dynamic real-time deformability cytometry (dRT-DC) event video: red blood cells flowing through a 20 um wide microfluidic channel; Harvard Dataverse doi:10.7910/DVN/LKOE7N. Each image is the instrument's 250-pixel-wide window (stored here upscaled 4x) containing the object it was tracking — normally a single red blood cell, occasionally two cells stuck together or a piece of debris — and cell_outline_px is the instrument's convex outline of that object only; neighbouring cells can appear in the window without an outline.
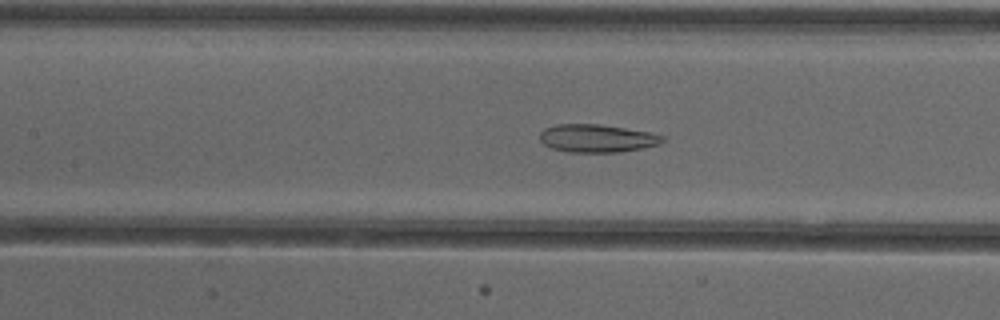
{"species": "common noctule bat (a hibernating species)", "species_latin": "Nyctalus noctula", "temperature_condition": "cold", "stored_images_in_passage": 43, "camera_frame_rate_fps": 3000, "um_per_image_px": 0.085, "animal": {"sex": "female"}, "frame": {"image": 1, "passage_image": 25, "time_ms": 8.0, "image_size_px": [1000, 320], "cell_outline_px": [[664, 140], [660, 144], [620, 152], [568, 152], [552, 148], [544, 144], [540, 140], [540, 132], [544, 128], [556, 124], [600, 124], [652, 132], [664, 136]], "centroid_in_image_um": [50.74, 11.75], "position_along_channel_um": 156.7, "area_um2": 20.06}}
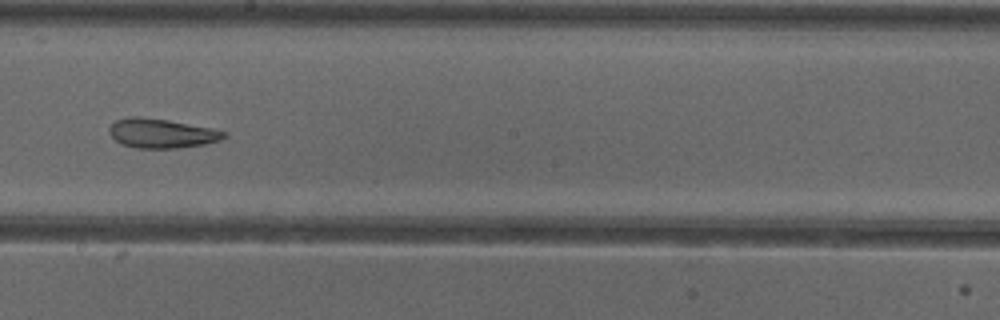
{"frame": {"image": 2, "passage_image": 31, "time_ms": 10.0, "image_size_px": [1000, 320], "cell_outline_px": [[228, 136], [220, 140], [204, 144], [180, 148], [136, 148], [124, 144], [116, 140], [108, 132], [108, 128], [116, 120], [128, 116], [136, 116], [168, 120], [212, 128], [228, 132]], "centroid_in_image_um": [13.76, 11.33], "position_along_channel_um": 234.4, "area_um2": 19.65}}
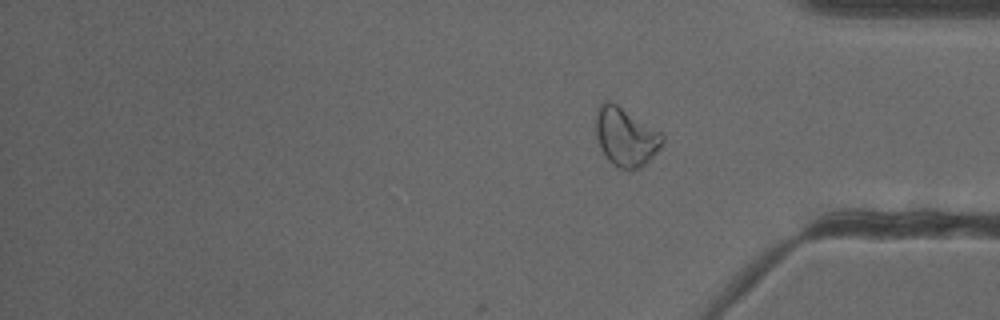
{"frame": {"image": 3, "passage_image": 43, "time_ms": 14.0, "image_size_px": [1000, 320], "cell_outline_px": [[664, 140], [660, 148], [640, 168], [632, 172], [620, 168], [612, 164], [608, 160], [600, 148], [596, 136], [596, 108], [604, 100], [608, 100], [616, 104], [660, 132], [664, 136]], "centroid_in_image_um": [53.15, 11.65], "position_along_channel_um": 382.0, "area_um2": 22.66}, "authors_computed_cell_mechanics": {"area_um2": 22.5998, "velocity_mm_per_s": 3.9064, "shape_relaxation_time_tau1_ms": null, "shape_relaxation_time_tau2_ms": 3.064, "deformation_change_tau1": null, "deformation_change_tau2": 0.1036}}